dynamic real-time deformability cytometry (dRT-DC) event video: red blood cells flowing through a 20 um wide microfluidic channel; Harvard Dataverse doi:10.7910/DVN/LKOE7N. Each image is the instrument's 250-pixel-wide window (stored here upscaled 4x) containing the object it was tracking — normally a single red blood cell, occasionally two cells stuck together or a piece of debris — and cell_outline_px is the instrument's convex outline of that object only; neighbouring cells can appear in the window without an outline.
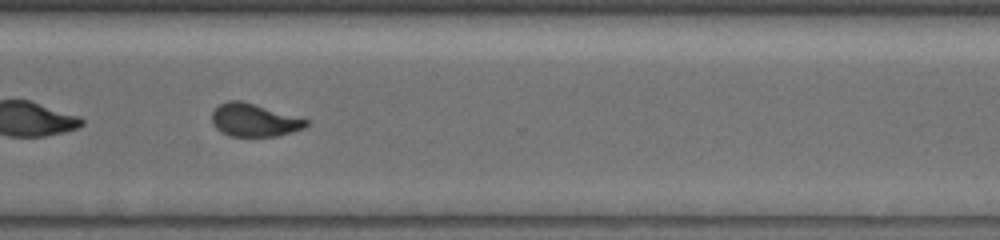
{"species": "common noctule bat (a hibernating species)", "species_latin": "Nyctalus noctula", "temperature_condition": "warm", "stored_images_in_passage": 27, "camera_frame_rate_fps": 3000, "um_per_image_px": 0.085, "animal": {"sex": "female", "body_mass_g": 19.5, "forearm_length_mm": 54.1}, "frame": {"image": 1, "passage_image": 20, "time_ms": 6.333, "image_size_px": [1000, 240], "cell_outline_px": [[308, 124], [304, 128], [276, 136], [228, 136], [220, 132], [212, 124], [212, 112], [220, 104], [228, 100], [240, 100], [308, 120]], "centroid_in_image_um": [21.55, 10.22], "position_along_channel_um": 349.1, "area_um2": 17.8}, "authors_computed_cell_mechanics": {"area_um2": 18.9006, "velocity_mm_per_s": 3.9676, "shape_relaxation_time_tau1_ms": null, "shape_relaxation_time_tau2_ms": 1.0653, "deformation_change_tau1": null, "deformation_change_tau2": 0.0786}}